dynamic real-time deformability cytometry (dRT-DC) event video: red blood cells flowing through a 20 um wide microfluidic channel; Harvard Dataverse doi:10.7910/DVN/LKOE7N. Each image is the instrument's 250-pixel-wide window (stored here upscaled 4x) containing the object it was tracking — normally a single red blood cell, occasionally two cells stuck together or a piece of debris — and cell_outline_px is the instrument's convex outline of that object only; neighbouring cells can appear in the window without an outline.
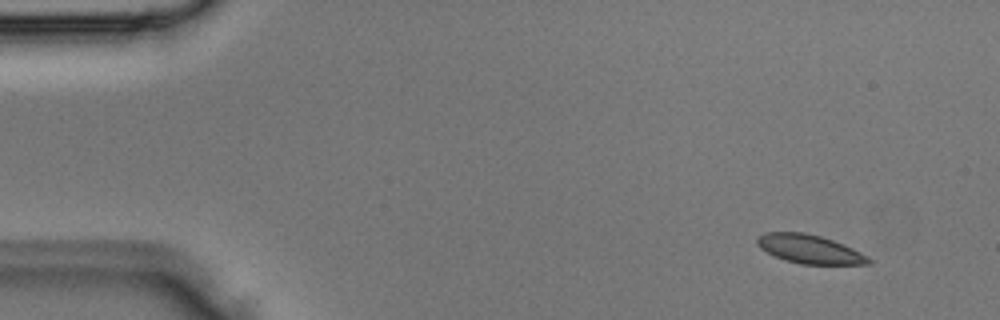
{"species": "Egyptian fruit bat (a non-hibernating species)", "species_latin": "Rousettus aegyptiacus", "temperature_condition": "room temperature", "stored_images_in_passage": 3, "camera_frame_rate_fps": 3000, "um_per_image_px": 0.085, "animal": {"sex": "male"}, "frame": {"image": 1, "passage_image": 1, "time_ms": 0.0, "image_size_px": [1000, 320], "cell_outline_px": [[872, 264], [800, 264], [784, 260], [760, 248], [756, 244], [756, 236], [764, 232], [804, 232], [820, 236], [832, 240], [852, 248], [868, 256], [872, 260]], "centroid_in_image_um": [68.79, 21.17], "position_along_channel_um": 16.2, "area_um2": 18.67}}